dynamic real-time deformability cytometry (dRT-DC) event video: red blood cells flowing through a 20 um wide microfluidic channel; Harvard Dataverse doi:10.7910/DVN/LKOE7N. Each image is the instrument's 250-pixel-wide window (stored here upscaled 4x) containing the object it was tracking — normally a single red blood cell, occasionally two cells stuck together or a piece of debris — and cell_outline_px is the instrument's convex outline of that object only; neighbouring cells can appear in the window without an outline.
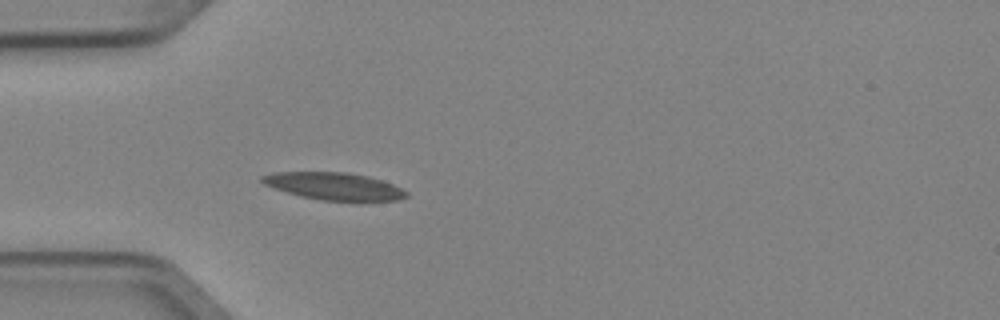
{"species": "Egyptian fruit bat (a non-hibernating species)", "species_latin": "Rousettus aegyptiacus", "temperature_condition": "cold", "stored_images_in_passage": 5, "camera_frame_rate_fps": 3000, "um_per_image_px": 0.085, "animal": {"sex": "female"}, "frame": {"image": 1, "passage_image": 5, "time_ms": 1.333, "image_size_px": [1000, 320], "cell_outline_px": [[408, 196], [396, 200], [360, 204], [356, 204], [320, 200], [300, 196], [264, 184], [260, 180], [260, 176], [272, 172], [348, 172], [368, 176], [392, 184], [408, 192]], "centroid_in_image_um": [28.46, 15.87], "position_along_channel_um": 56.5, "area_um2": 23.81}}